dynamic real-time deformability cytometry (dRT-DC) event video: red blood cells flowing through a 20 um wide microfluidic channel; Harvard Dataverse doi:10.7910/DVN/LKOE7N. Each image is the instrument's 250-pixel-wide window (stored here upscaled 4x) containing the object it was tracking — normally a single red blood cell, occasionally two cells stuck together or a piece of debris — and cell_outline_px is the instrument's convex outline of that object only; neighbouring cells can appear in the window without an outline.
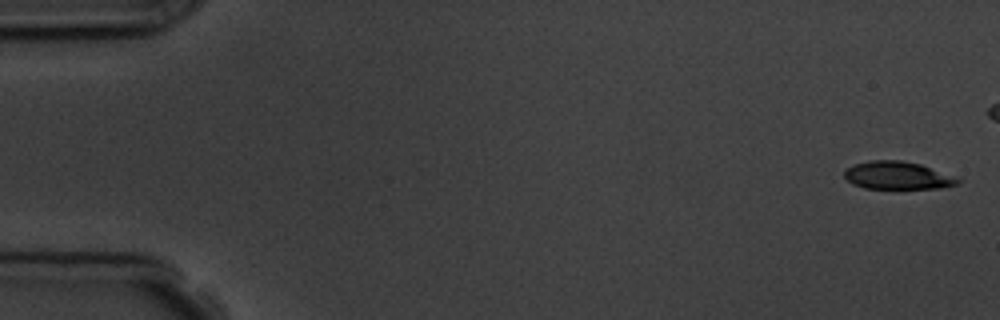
{"species": "common noctule bat (a hibernating species)", "species_latin": "Nyctalus noctula", "temperature_condition": "room temperature", "stored_images_in_passage": 4, "camera_frame_rate_fps": 3000, "um_per_image_px": 0.085, "animal": {"sex": "male", "body_mass_g": 19.5, "forearm_length_mm": 54.6}, "frame": {"image": 1, "passage_image": 1, "time_ms": 0.0, "image_size_px": [1000, 320], "cell_outline_px": [[964, 180], [960, 184], [940, 188], [864, 188], [852, 184], [844, 176], [844, 172], [848, 168], [856, 164], [868, 160], [900, 160], [920, 164]], "centroid_in_image_um": [76.31, 14.92], "position_along_channel_um": 8.7, "area_um2": 18.26}}